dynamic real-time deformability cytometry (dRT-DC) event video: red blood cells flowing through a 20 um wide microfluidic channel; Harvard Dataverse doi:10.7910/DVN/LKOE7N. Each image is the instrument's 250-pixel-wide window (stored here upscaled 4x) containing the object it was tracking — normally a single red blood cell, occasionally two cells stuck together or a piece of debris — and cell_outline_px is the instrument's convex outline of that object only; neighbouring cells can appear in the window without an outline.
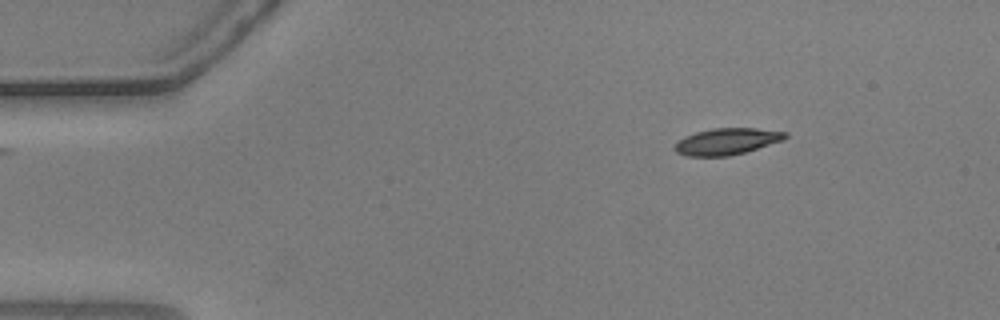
{"species": "common noctule bat (a hibernating species)", "species_latin": "Nyctalus noctula", "temperature_condition": "warm", "stored_images_in_passage": 48, "camera_frame_rate_fps": 3000, "um_per_image_px": 0.085, "animal": {"sex": "male", "body_mass_g": 20.5, "forearm_length_mm": 52.5}, "frame": {"image": 1, "passage_image": 1, "time_ms": 0.0, "image_size_px": [1000, 320], "cell_outline_px": [[788, 136], [784, 140], [744, 152], [728, 156], [684, 156], [676, 152], [672, 148], [684, 136], [696, 132], [712, 128], [756, 128], [788, 132]], "centroid_in_image_um": [61.78, 12.02], "position_along_channel_um": 23.2, "area_um2": 17.11}}
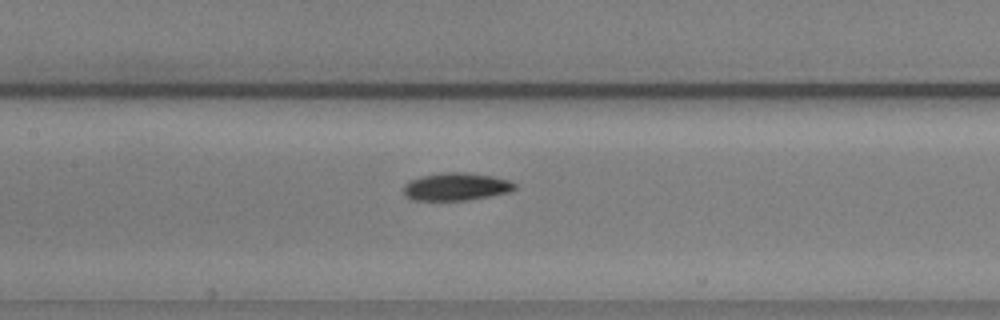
{"frame": {"image": 2, "passage_image": 19, "time_ms": 6.0, "image_size_px": [1000, 320], "cell_outline_px": [[516, 188], [512, 192], [492, 196], [468, 200], [412, 200], [404, 196], [404, 184], [408, 180], [420, 176], [444, 172], [464, 172], [492, 176], [508, 180], [516, 184]], "centroid_in_image_um": [38.76, 15.87], "position_along_channel_um": 168.6, "area_um2": 18.21}}
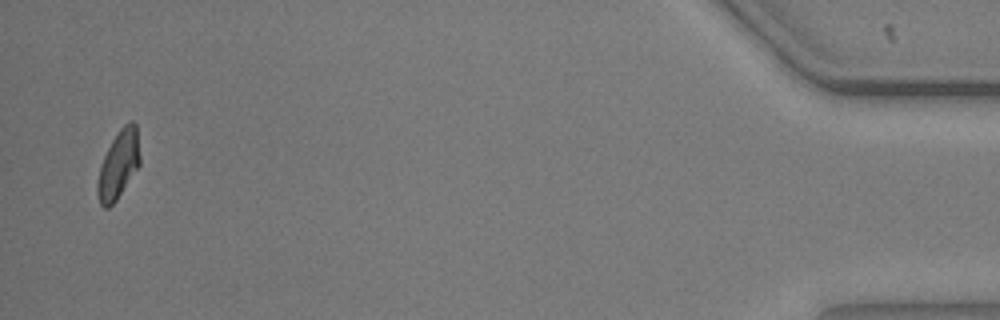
{"frame": {"image": 3, "passage_image": 47, "time_ms": 15.333, "image_size_px": [1000, 320], "cell_outline_px": [[140, 164], [116, 200], [108, 208], [104, 208], [100, 204], [96, 192], [96, 184], [100, 164], [112, 140], [120, 128], [128, 120], [132, 120], [136, 124], [140, 156]], "centroid_in_image_um": [10.06, 13.98], "position_along_channel_um": 425.1, "area_um2": 16.88}, "authors_computed_cell_mechanics": {"area_um2": 17.5712, "velocity_mm_per_s": 3.6707, "shape_relaxation_time_tau1_ms": 3.9964, "shape_relaxation_time_tau2_ms": 5.3751, "deformation_change_tau1": 0.1469, "deformation_change_tau2": 0.1071}}